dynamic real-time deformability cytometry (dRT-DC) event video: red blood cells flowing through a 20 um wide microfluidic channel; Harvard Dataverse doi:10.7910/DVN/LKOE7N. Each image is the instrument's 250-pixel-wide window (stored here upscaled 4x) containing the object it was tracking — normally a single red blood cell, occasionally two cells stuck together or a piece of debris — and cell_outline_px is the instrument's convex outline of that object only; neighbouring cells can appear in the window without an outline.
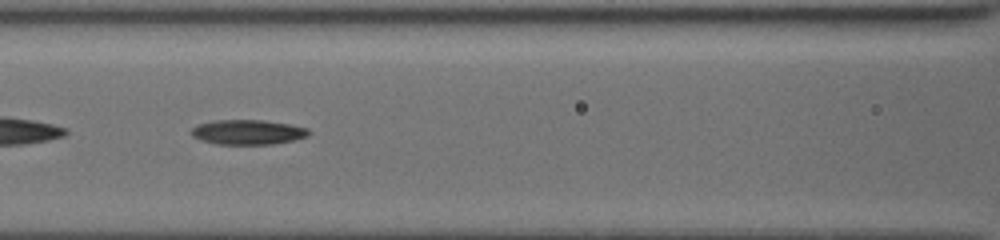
{"species": "common noctule bat (a hibernating species)", "species_latin": "Nyctalus noctula", "temperature_condition": "cold", "stored_images_in_passage": 11, "segment_of_instrument_passage": [1, 2], "camera_frame_rate_fps": 3000, "um_per_image_px": 0.085, "animal": {"sex": "female", "body_mass_g": 19.5, "forearm_length_mm": 54.1}, "frame": {"image": 1, "passage_image": 8, "time_ms": 8.0, "image_size_px": [1000, 240], "cell_outline_px": [[312, 132], [308, 136], [292, 140], [272, 144], [216, 144], [200, 140], [192, 136], [188, 132], [192, 128], [200, 124], [212, 120], [264, 120], [288, 124], [308, 128]], "centroid_in_image_um": [21.04, 11.23], "position_along_channel_um": 145.6, "area_um2": 17.05}}
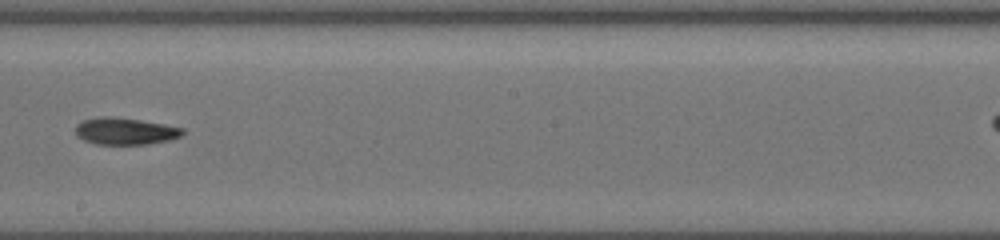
{"frame": {"image": 2, "passage_image": 10, "time_ms": 10.333, "image_size_px": [1000, 240], "cell_outline_px": [[184, 132], [180, 136], [168, 140], [148, 144], [96, 144], [84, 140], [76, 136], [76, 124], [84, 120], [100, 116], [112, 116], [140, 120], [164, 124], [184, 128]], "centroid_in_image_um": [10.62, 11.14], "position_along_channel_um": 237.6, "area_um2": 16.76}}